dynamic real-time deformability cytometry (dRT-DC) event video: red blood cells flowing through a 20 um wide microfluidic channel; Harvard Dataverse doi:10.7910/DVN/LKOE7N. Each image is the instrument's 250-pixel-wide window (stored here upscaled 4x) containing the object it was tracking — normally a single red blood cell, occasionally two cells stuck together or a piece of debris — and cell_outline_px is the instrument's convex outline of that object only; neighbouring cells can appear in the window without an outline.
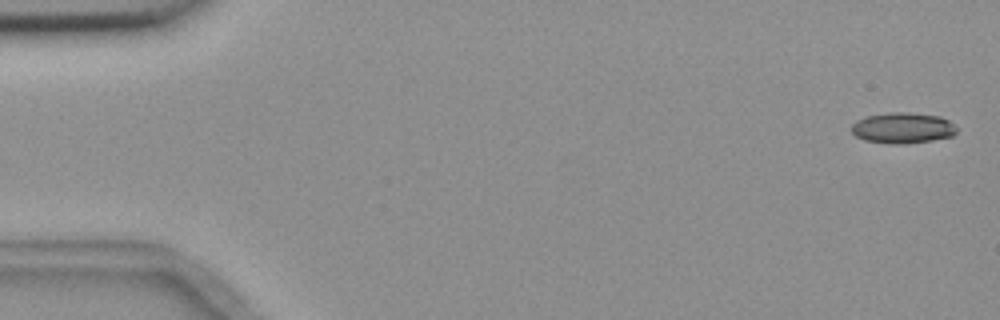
{"species": "common noctule bat (a hibernating species)", "species_latin": "Nyctalus noctula", "temperature_condition": "room temperature", "stored_images_in_passage": 6, "segment_of_instrument_passage": [2, 2], "camera_frame_rate_fps": 3000, "um_per_image_px": 0.085, "animal": {"sex": "female", "body_mass_g": 18.4}, "frame": {"image": 1, "passage_image": 6, "time_ms": 6.0, "image_size_px": [1000, 320], "cell_outline_px": [[956, 132], [952, 136], [932, 140], [904, 144], [892, 144], [864, 140], [856, 136], [852, 132], [852, 124], [856, 120], [868, 116], [892, 112], [908, 112], [940, 116], [948, 120], [956, 128]], "centroid_in_image_um": [76.72, 10.88], "position_along_channel_um": 8.3, "area_um2": 18.79}}